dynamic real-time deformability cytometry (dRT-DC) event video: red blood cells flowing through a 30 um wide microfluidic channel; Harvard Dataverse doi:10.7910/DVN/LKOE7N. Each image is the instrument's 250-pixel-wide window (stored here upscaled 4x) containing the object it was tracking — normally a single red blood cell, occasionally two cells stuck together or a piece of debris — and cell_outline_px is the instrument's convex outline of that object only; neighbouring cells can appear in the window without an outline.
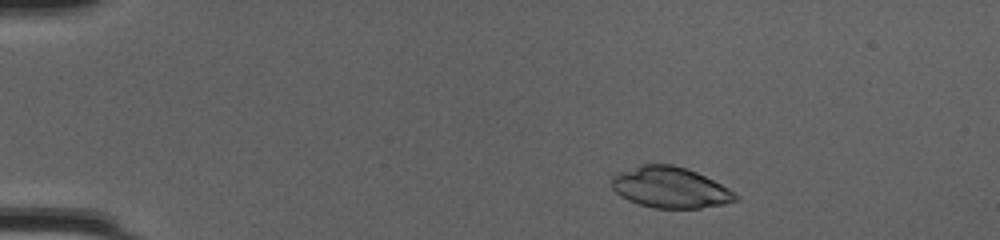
{"species": "common noctule bat (a hibernating species)", "species_latin": "Nyctalus noctula", "temperature_condition": "cold", "stored_images_in_passage": 46, "camera_frame_rate_fps": 3000, "um_per_image_px": 0.085, "animal": {"sex": "female", "body_mass_g": 20.0, "forearm_length_mm": 54.0}, "frame": {"image": 1, "passage_image": 5, "time_ms": 1.333, "image_size_px": [1000, 240], "cell_outline_px": [[740, 200], [724, 204], [700, 208], [652, 208], [628, 200], [620, 196], [612, 188], [612, 176], [620, 172], [640, 164], [672, 164], [696, 172], [728, 188], [740, 196]], "centroid_in_image_um": [56.97, 15.94], "position_along_channel_um": 28.0, "area_um2": 29.48}}
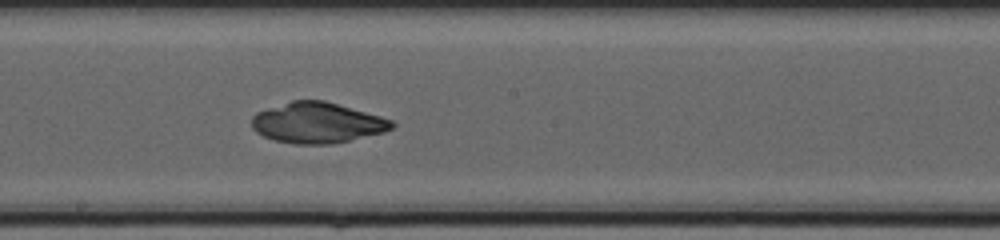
{"frame": {"image": 2, "passage_image": 25, "time_ms": 8.0, "image_size_px": [1000, 240], "cell_outline_px": [[396, 124], [392, 128], [384, 132], [332, 144], [296, 144], [276, 140], [264, 136], [256, 132], [252, 128], [252, 116], [256, 112], [292, 100], [324, 100], [380, 116], [392, 120]], "centroid_in_image_um": [26.96, 10.43], "position_along_channel_um": 221.2, "area_um2": 33.0}}
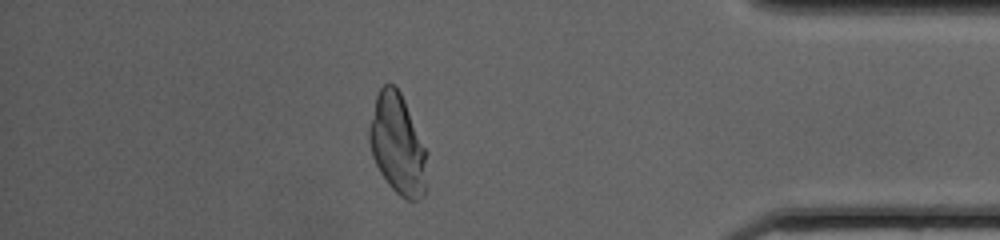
{"frame": {"image": 3, "passage_image": 40, "time_ms": 13.0, "image_size_px": [1000, 240], "cell_outline_px": [[428, 152], [424, 196], [416, 200], [408, 200], [400, 196], [388, 184], [380, 172], [372, 156], [368, 140], [368, 128], [376, 96], [380, 88], [384, 84], [392, 84], [400, 92], [404, 100]], "centroid_in_image_um": [33.79, 12.28], "position_along_channel_um": 401.4, "area_um2": 33.81}}